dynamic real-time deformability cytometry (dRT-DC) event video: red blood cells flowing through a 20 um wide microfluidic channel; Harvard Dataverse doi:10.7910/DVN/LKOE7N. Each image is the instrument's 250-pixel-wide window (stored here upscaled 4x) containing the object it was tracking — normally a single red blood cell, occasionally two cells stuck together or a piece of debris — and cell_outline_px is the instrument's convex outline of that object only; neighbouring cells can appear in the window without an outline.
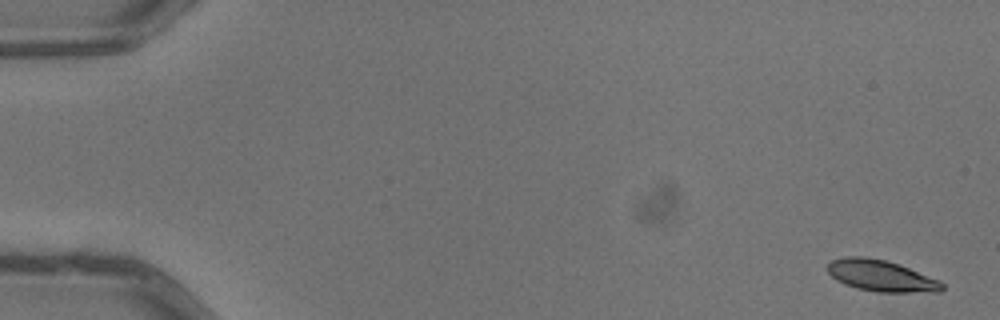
{"species": "common noctule bat (a hibernating species)", "species_latin": "Nyctalus noctula", "temperature_condition": "warm", "stored_images_in_passage": 5, "segment_of_instrument_passage": [2, 2], "camera_frame_rate_fps": 3000, "um_per_image_px": 0.085, "animal": {"sex": "male", "body_mass_g": 13.3}, "frame": {"image": 1, "passage_image": 5, "time_ms": 1.333, "image_size_px": [1000, 320], "cell_outline_px": [[944, 288], [940, 292], [876, 292], [856, 288], [844, 284], [836, 280], [828, 272], [828, 264], [832, 260], [844, 256], [864, 256], [884, 260], [900, 264], [940, 280], [944, 284]], "centroid_in_image_um": [74.91, 23.44], "position_along_channel_um": 10.1, "area_um2": 21.1}}